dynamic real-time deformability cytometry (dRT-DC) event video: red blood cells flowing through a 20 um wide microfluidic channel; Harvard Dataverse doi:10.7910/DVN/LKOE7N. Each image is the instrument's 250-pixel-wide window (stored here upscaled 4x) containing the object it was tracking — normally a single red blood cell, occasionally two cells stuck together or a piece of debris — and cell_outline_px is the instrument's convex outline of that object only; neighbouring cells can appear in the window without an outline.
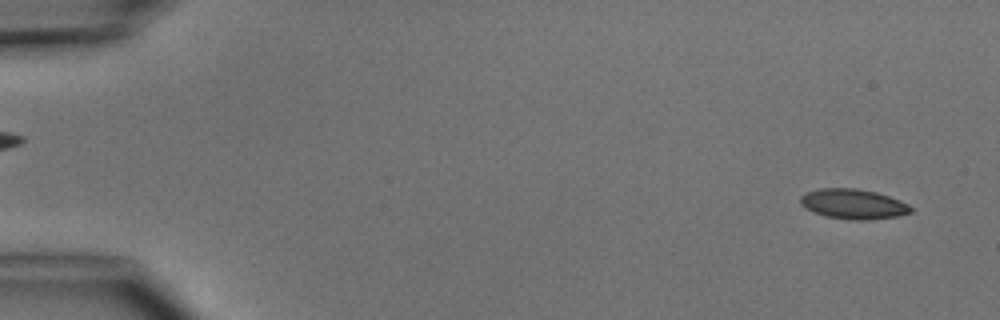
{"species": "common noctule bat (a hibernating species)", "species_latin": "Nyctalus noctula", "temperature_condition": "cold", "stored_images_in_passage": 4, "segment_of_instrument_passage": [2, 2], "camera_frame_rate_fps": 3000, "um_per_image_px": 0.085, "animal": {"sex": "male", "body_mass_g": 15.6}, "frame": {"image": 1, "passage_image": 4, "time_ms": 3.333, "image_size_px": [1000, 320], "cell_outline_px": [[912, 212], [896, 216], [868, 220], [848, 220], [824, 216], [812, 212], [804, 208], [800, 204], [800, 196], [808, 192], [820, 188], [856, 188], [876, 192], [900, 200], [908, 204], [912, 208]], "centroid_in_image_um": [72.5, 17.35], "position_along_channel_um": 12.5, "area_um2": 19.42}}